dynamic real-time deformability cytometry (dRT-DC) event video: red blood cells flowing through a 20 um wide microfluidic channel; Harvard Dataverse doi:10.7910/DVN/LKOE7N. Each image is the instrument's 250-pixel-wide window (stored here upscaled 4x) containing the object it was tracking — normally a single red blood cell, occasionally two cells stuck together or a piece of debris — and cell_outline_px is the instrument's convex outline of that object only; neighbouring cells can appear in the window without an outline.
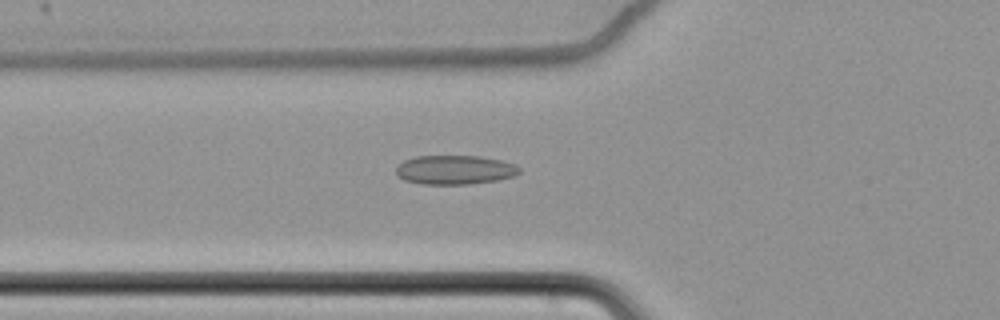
{"species": "common noctule bat (a hibernating species)", "species_latin": "Nyctalus noctula", "temperature_condition": "cold", "stored_images_in_passage": 63, "camera_frame_rate_fps": 3000, "um_per_image_px": 0.085, "animal": {"sex": "female", "body_mass_g": 22.7, "forearm_length_mm": 54.2}, "frame": {"image": 1, "passage_image": 25, "time_ms": 8.0, "image_size_px": [1000, 320], "cell_outline_px": [[520, 172], [516, 176], [496, 180], [468, 184], [420, 184], [404, 180], [396, 176], [396, 168], [404, 160], [416, 156], [480, 156], [500, 160], [516, 164], [520, 168]], "centroid_in_image_um": [38.66, 14.44], "position_along_channel_um": 87.1, "area_um2": 21.04}}
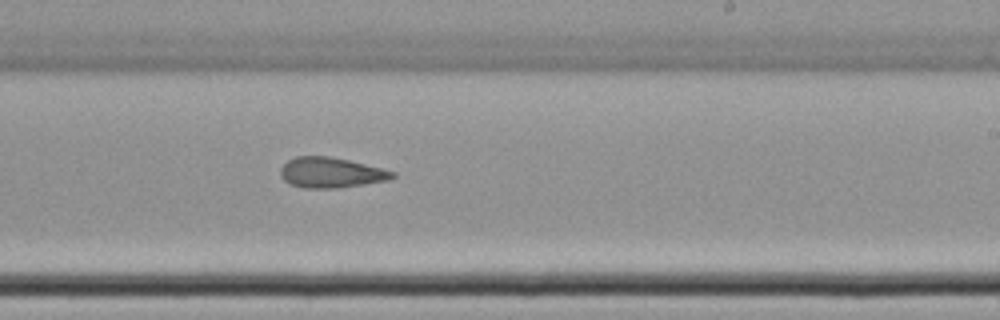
{"frame": {"image": 2, "passage_image": 40, "time_ms": 13.0, "image_size_px": [1000, 320], "cell_outline_px": [[396, 176], [388, 180], [340, 188], [304, 188], [292, 184], [284, 180], [280, 176], [280, 168], [288, 160], [296, 156], [328, 156], [348, 160], [396, 172]], "centroid_in_image_um": [28.12, 14.67], "position_along_channel_um": 260.9, "area_um2": 19.71}}
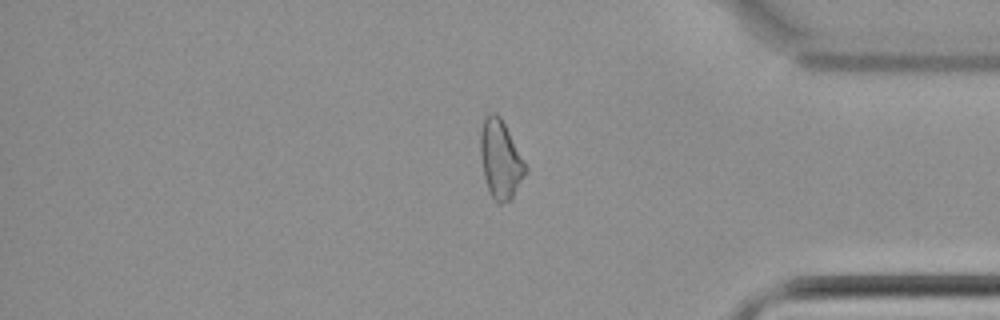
{"frame": {"image": 3, "passage_image": 53, "time_ms": 17.333, "image_size_px": [1000, 320], "cell_outline_px": [[528, 172], [512, 196], [508, 200], [500, 204], [492, 196], [488, 188], [484, 176], [480, 156], [480, 132], [484, 116], [488, 112], [496, 112], [500, 116], [528, 168]], "centroid_in_image_um": [42.53, 13.5], "position_along_channel_um": 392.7, "area_um2": 20.46}, "authors_computed_cell_mechanics": {"area_um2": 21.0392, "velocity_mm_per_s": 3.4761, "shape_relaxation_time_tau1_ms": null, "shape_relaxation_time_tau2_ms": 4.7201, "deformation_change_tau1": null, "deformation_change_tau2": 0.1222}}